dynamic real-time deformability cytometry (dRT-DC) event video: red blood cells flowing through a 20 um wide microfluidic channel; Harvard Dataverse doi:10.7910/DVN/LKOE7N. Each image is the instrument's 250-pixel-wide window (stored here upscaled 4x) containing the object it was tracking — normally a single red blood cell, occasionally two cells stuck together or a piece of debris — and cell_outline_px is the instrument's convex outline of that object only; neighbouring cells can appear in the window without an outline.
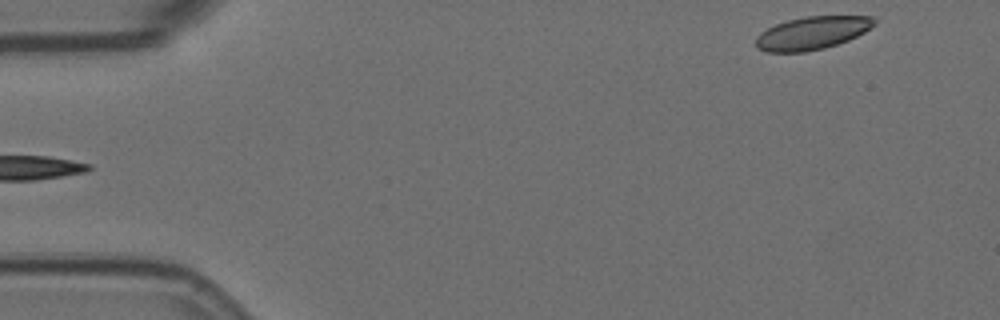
{"species": "Egyptian fruit bat (a non-hibernating species)", "species_latin": "Rousettus aegyptiacus", "temperature_condition": "room temperature", "stored_images_in_passage": 5, "segment_of_instrument_passage": [2, 2], "camera_frame_rate_fps": 3000, "um_per_image_px": 0.085, "animal": {"sex": "female"}, "frame": {"image": 1, "passage_image": 5, "time_ms": 1.333, "image_size_px": [1000, 320], "cell_outline_px": [[876, 24], [864, 32], [848, 40], [824, 48], [804, 52], [768, 52], [756, 48], [756, 36], [760, 32], [776, 24], [788, 20], [808, 16], [872, 16], [876, 20]], "centroid_in_image_um": [69.02, 2.81], "position_along_channel_um": 16.0, "area_um2": 22.66}}